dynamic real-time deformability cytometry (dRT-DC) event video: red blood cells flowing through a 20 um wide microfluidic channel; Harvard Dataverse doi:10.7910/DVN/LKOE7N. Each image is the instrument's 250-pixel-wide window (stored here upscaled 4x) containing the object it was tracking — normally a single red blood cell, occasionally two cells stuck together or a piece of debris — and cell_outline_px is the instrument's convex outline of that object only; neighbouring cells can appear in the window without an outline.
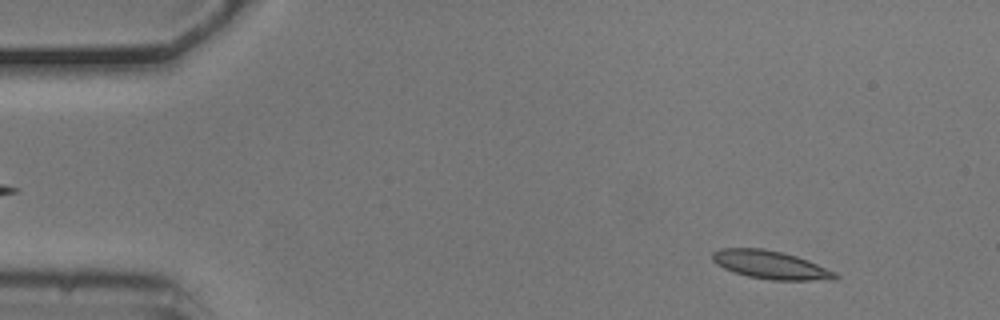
{"species": "common noctule bat (a hibernating species)", "species_latin": "Nyctalus noctula", "temperature_condition": "cold", "stored_images_in_passage": 53, "camera_frame_rate_fps": 3000, "um_per_image_px": 0.085, "animal": {"sex": "male", "body_mass_g": 20.5, "forearm_length_mm": 52.5}, "frame": {"image": 1, "passage_image": 5, "time_ms": 1.333, "image_size_px": [1000, 320], "cell_outline_px": [[840, 276], [836, 280], [772, 280], [748, 276], [724, 268], [716, 264], [712, 260], [712, 252], [720, 248], [764, 248], [796, 256], [808, 260], [836, 272]], "centroid_in_image_um": [65.52, 22.51], "position_along_channel_um": 19.5, "area_um2": 20.17}}
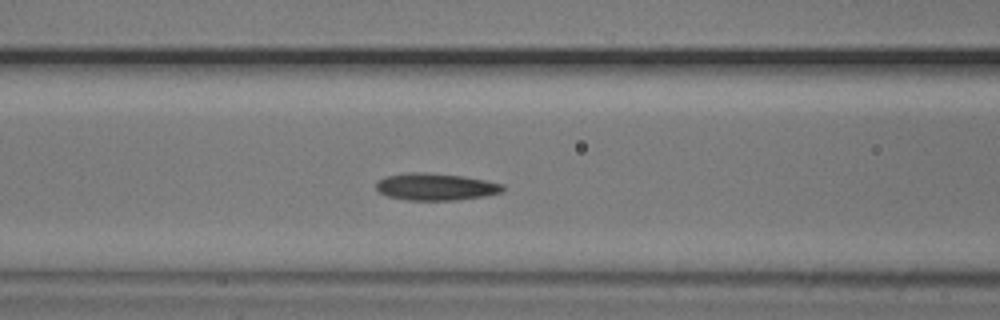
{"frame": {"image": 2, "passage_image": 21, "time_ms": 6.667, "image_size_px": [1000, 320], "cell_outline_px": [[508, 188], [504, 192], [484, 196], [456, 200], [408, 200], [388, 196], [380, 192], [376, 188], [376, 180], [384, 176], [412, 172], [424, 172], [464, 176], [504, 184]], "centroid_in_image_um": [37.07, 15.87], "position_along_channel_um": 129.5, "area_um2": 20.17}}
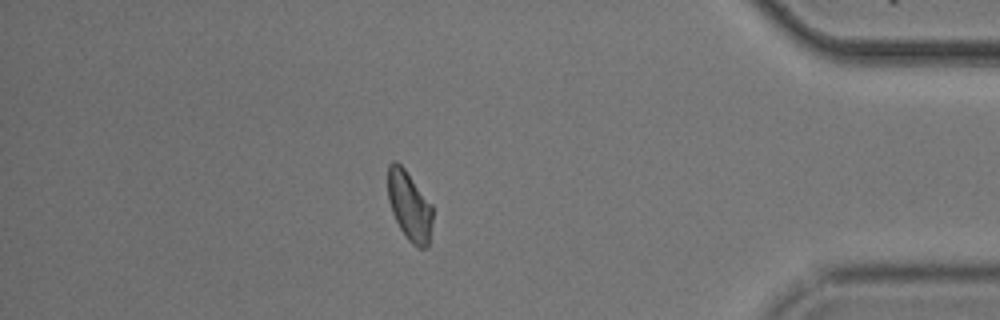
{"frame": {"image": 3, "passage_image": 46, "time_ms": 15.0, "image_size_px": [1000, 320], "cell_outline_px": [[432, 224], [428, 244], [424, 248], [416, 248], [408, 240], [400, 228], [392, 212], [388, 200], [388, 164], [392, 160], [396, 160], [404, 168], [432, 204]], "centroid_in_image_um": [34.79, 17.49], "position_along_channel_um": 400.4, "area_um2": 18.09}, "authors_computed_cell_mechanics": {"area_um2": 19.5364, "velocity_mm_per_s": 3.6978, "shape_relaxation_time_tau1_ms": 4.2354, "shape_relaxation_time_tau2_ms": 2.6796, "deformation_change_tau1": 0.1175, "deformation_change_tau2": 0.084}}